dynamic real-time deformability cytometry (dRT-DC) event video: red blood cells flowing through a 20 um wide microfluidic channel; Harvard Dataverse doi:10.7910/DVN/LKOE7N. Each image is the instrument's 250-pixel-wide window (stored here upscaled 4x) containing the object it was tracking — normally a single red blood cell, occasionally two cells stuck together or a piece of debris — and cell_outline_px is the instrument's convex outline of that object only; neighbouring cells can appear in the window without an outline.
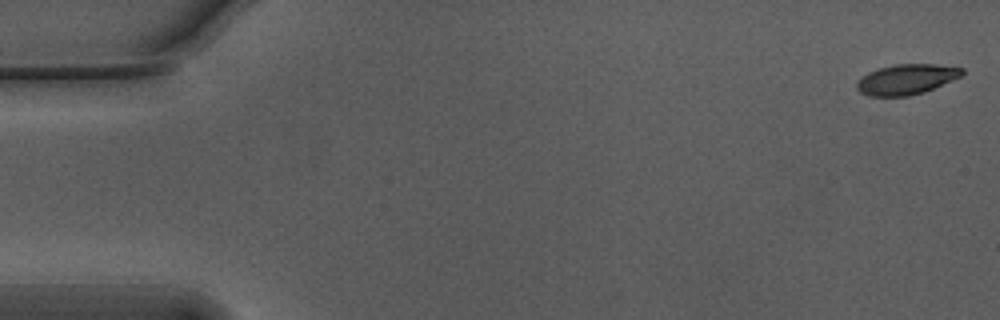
{"species": "Egyptian fruit bat (a non-hibernating species)", "species_latin": "Rousettus aegyptiacus", "temperature_condition": "warm", "stored_images_in_passage": 55, "camera_frame_rate_fps": 3000, "um_per_image_px": 0.085, "animal": {"sex": "male"}, "frame": {"image": 1, "passage_image": 1, "time_ms": 0.0, "image_size_px": [1000, 320], "cell_outline_px": [[964, 76], [924, 92], [908, 96], [868, 96], [860, 92], [856, 88], [856, 80], [860, 76], [868, 72], [880, 68], [896, 64], [936, 64], [964, 68]], "centroid_in_image_um": [77.05, 6.74], "position_along_channel_um": 7.9, "area_um2": 18.84}}
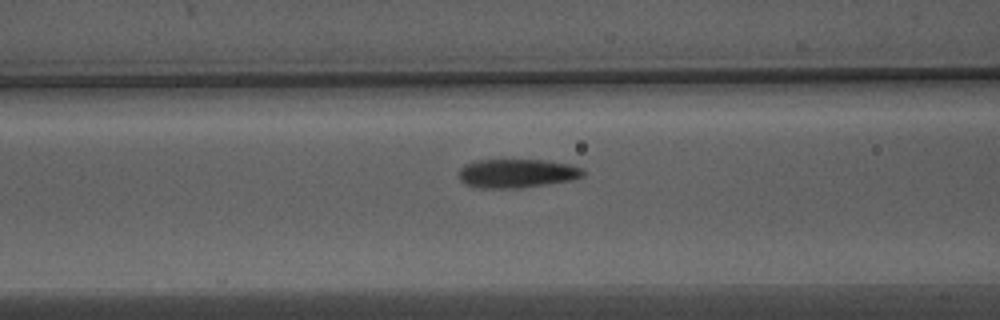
{"frame": {"image": 2, "passage_image": 22, "time_ms": 7.0, "image_size_px": [1000, 320], "cell_outline_px": [[584, 176], [572, 180], [520, 188], [476, 188], [464, 184], [460, 180], [460, 168], [464, 164], [476, 160], [544, 160], [572, 164], [580, 168], [584, 172]], "centroid_in_image_um": [43.92, 14.74], "position_along_channel_um": 122.7, "area_um2": 20.98}}
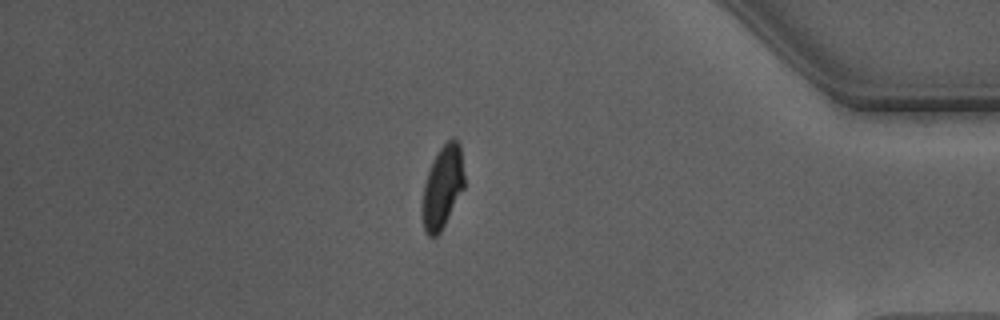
{"frame": {"image": 3, "passage_image": 47, "time_ms": 15.333, "image_size_px": [1000, 320], "cell_outline_px": [[464, 188], [440, 232], [436, 236], [428, 236], [424, 232], [424, 184], [428, 172], [440, 148], [452, 136], [460, 144], [464, 176]], "centroid_in_image_um": [37.65, 15.87], "position_along_channel_um": 397.6, "area_um2": 19.54}, "authors_computed_cell_mechanics": {"area_um2": 20.519, "velocity_mm_per_s": 3.7461, "shape_relaxation_time_tau1_ms": 4.9498, "shape_relaxation_time_tau2_ms": 1.2107, "deformation_change_tau1": 0.1709, "deformation_change_tau2": 0.0872}}